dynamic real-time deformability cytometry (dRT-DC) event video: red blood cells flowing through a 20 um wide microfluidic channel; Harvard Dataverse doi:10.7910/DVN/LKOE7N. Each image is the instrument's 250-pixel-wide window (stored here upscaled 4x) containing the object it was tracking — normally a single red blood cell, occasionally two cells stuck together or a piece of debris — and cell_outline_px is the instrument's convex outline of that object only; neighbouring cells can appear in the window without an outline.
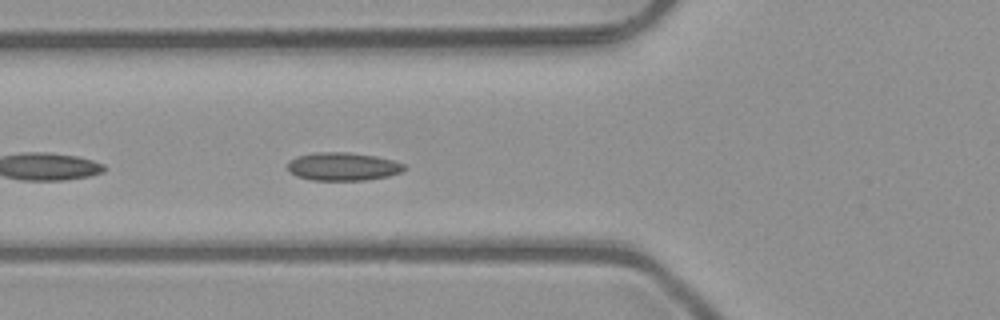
{"species": "common noctule bat (a hibernating species)", "species_latin": "Nyctalus noctula", "temperature_condition": "room temperature", "stored_images_in_passage": 2, "camera_frame_rate_fps": 3000, "um_per_image_px": 0.085, "animal": {"sex": "male", "body_mass_g": 23.1, "forearm_length_mm": 52.7}, "frame": {"image": 1, "passage_image": 2, "time_ms": 0.333, "image_size_px": [1000, 320], "cell_outline_px": [[408, 168], [400, 172], [388, 176], [364, 180], [312, 180], [296, 176], [288, 168], [288, 160], [296, 156], [316, 152], [348, 152], [376, 156], [392, 160], [404, 164]], "centroid_in_image_um": [29.14, 14.15], "position_along_channel_um": 96.7, "area_um2": 19.13}}